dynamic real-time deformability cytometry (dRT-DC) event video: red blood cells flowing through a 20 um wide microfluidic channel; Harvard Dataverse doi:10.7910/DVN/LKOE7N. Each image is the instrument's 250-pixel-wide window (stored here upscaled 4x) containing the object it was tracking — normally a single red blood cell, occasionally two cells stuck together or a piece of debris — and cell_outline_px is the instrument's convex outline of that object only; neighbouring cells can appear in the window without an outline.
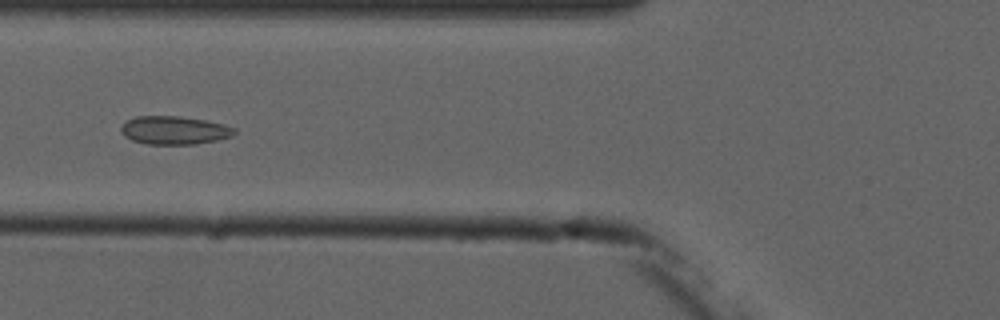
{"species": "common noctule bat (a hibernating species)", "species_latin": "Nyctalus noctula", "temperature_condition": "cold", "stored_images_in_passage": 6, "camera_frame_rate_fps": 3000, "um_per_image_px": 0.085, "animal": {"sex": "male", "forearm_length_mm": 52.5}, "frame": {"image": 1, "passage_image": 4, "time_ms": 3.333, "image_size_px": [1000, 320], "cell_outline_px": [[236, 132], [232, 136], [216, 140], [196, 144], [148, 144], [132, 140], [124, 136], [120, 132], [120, 128], [128, 120], [136, 116], [180, 116], [204, 120], [224, 124], [236, 128]], "centroid_in_image_um": [14.82, 11.07], "position_along_channel_um": 111.0, "area_um2": 18.67}}
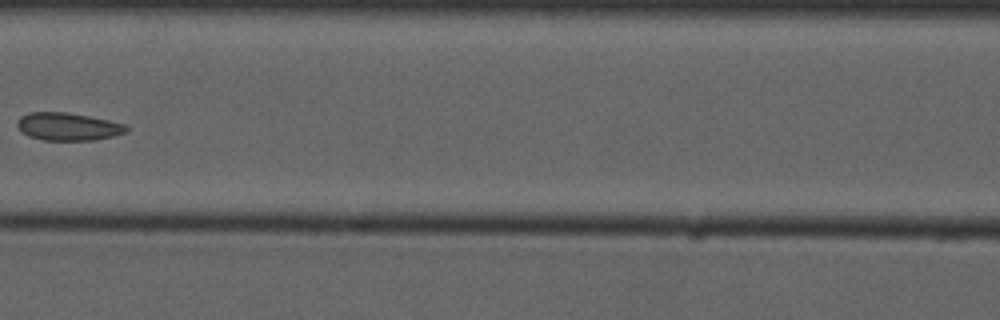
{"frame": {"image": 2, "passage_image": 5, "time_ms": 4.667, "image_size_px": [1000, 320], "cell_outline_px": [[128, 132], [96, 140], [44, 140], [28, 136], [16, 124], [20, 116], [28, 112], [68, 112], [108, 120], [124, 124], [128, 128]], "centroid_in_image_um": [5.78, 10.75], "position_along_channel_um": 160.8, "area_um2": 17.57}}
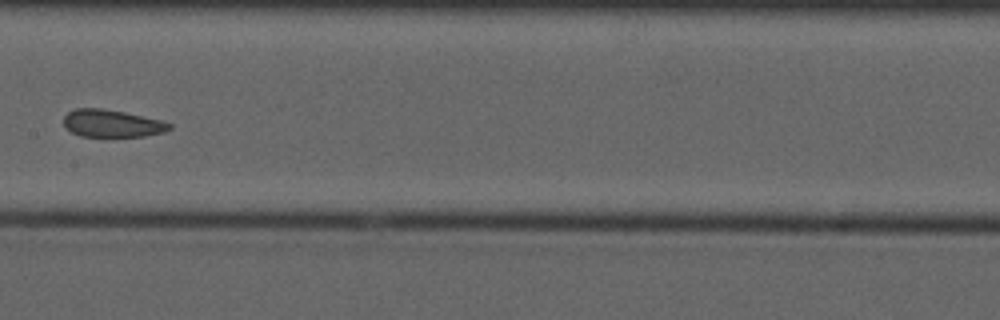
{"frame": {"image": 3, "passage_image": 6, "time_ms": 5.667, "image_size_px": [1000, 320], "cell_outline_px": [[172, 128], [164, 132], [144, 136], [112, 140], [80, 136], [72, 132], [64, 124], [64, 116], [68, 112], [76, 108], [100, 108], [124, 112], [160, 120], [172, 124]], "centroid_in_image_um": [9.52, 10.55], "position_along_channel_um": 197.9, "area_um2": 17.63}}